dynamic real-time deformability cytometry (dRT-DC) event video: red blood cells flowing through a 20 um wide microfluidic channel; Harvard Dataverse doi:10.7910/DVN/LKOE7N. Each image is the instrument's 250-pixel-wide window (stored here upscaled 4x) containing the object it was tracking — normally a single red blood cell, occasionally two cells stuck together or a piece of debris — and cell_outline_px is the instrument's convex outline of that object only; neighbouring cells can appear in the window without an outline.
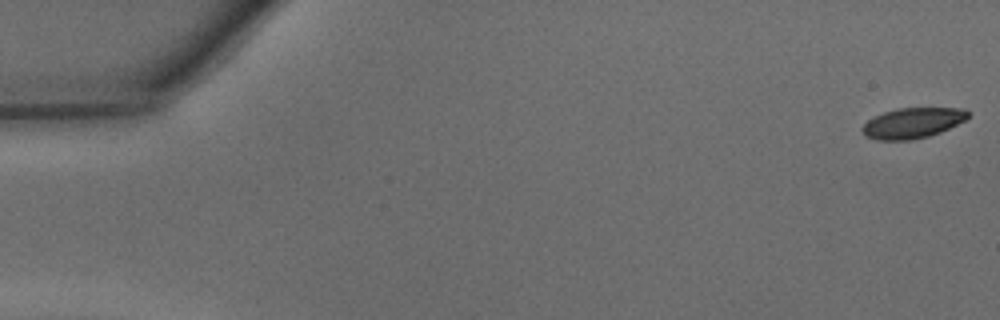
{"species": "common noctule bat (a hibernating species)", "species_latin": "Nyctalus noctula", "temperature_condition": "warm", "stored_images_in_passage": 47, "camera_frame_rate_fps": 3000, "um_per_image_px": 0.085, "animal": {"sex": "male", "body_mass_g": 15.6}, "frame": {"image": 1, "passage_image": 1, "time_ms": 0.0, "image_size_px": [1000, 320], "cell_outline_px": [[972, 112], [964, 120], [940, 132], [928, 136], [912, 140], [876, 140], [864, 136], [860, 128], [868, 120], [884, 112], [896, 108], [964, 108]], "centroid_in_image_um": [77.55, 10.45], "position_along_channel_um": 7.5, "area_um2": 18.79}}
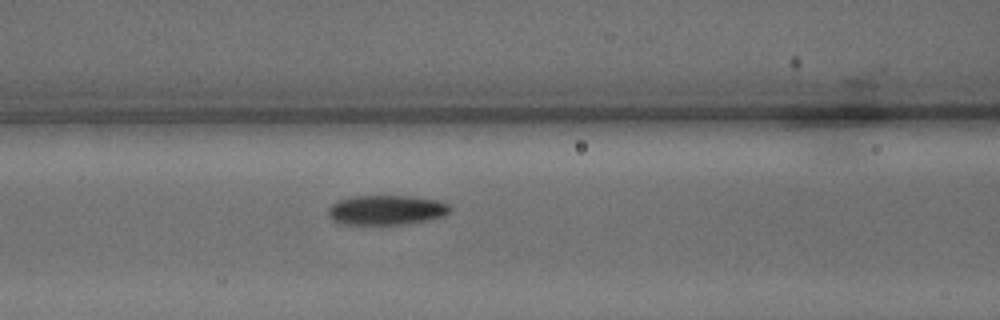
{"frame": {"image": 2, "passage_image": 20, "time_ms": 6.333, "image_size_px": [1000, 320], "cell_outline_px": [[452, 208], [444, 216], [428, 220], [408, 224], [340, 224], [332, 220], [328, 216], [328, 208], [332, 204], [340, 200], [352, 196], [412, 196], [440, 200], [448, 204]], "centroid_in_image_um": [32.86, 17.85], "position_along_channel_um": 133.7, "area_um2": 21.27}}
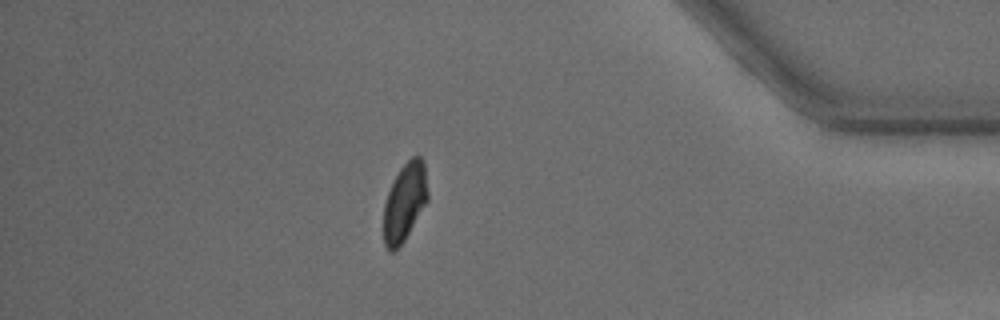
{"frame": {"image": 3, "passage_image": 41, "time_ms": 13.333, "image_size_px": [1000, 320], "cell_outline_px": [[428, 200], [404, 240], [392, 252], [388, 252], [384, 244], [384, 204], [388, 192], [400, 168], [412, 156], [420, 156], [424, 160], [428, 192]], "centroid_in_image_um": [34.41, 17.16], "position_along_channel_um": 400.8, "area_um2": 19.88}, "authors_computed_cell_mechanics": {"area_um2": 21.0392, "velocity_mm_per_s": 4.343, "shape_relaxation_time_tau1_ms": 3.2693, "shape_relaxation_time_tau2_ms": 3.1037, "deformation_change_tau1": 0.1296, "deformation_change_tau2": 0.0817}}